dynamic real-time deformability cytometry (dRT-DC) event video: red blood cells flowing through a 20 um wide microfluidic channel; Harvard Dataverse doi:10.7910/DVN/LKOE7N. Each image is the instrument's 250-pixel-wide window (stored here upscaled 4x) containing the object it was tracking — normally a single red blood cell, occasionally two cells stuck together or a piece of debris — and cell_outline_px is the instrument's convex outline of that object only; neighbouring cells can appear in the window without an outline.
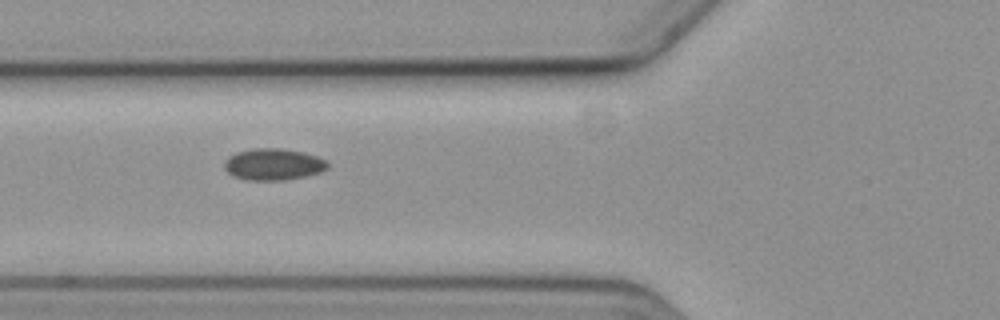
{"species": "common noctule bat (a hibernating species)", "species_latin": "Nyctalus noctula", "temperature_condition": "cold", "stored_images_in_passage": 4, "camera_frame_rate_fps": 3000, "um_per_image_px": 0.085, "animal": {"sex": "female", "body_mass_g": 19.3, "forearm_length_mm": 54.1}, "frame": {"image": 1, "passage_image": 4, "time_ms": 3.333, "image_size_px": [1000, 320], "cell_outline_px": [[328, 168], [320, 172], [304, 176], [284, 180], [244, 180], [232, 176], [224, 168], [224, 160], [228, 156], [236, 152], [252, 148], [280, 148], [304, 152], [328, 160]], "centroid_in_image_um": [23.21, 13.96], "position_along_channel_um": 102.6, "area_um2": 19.25}}